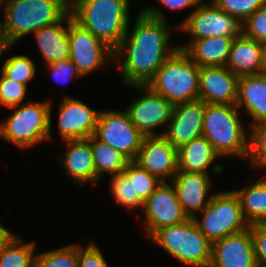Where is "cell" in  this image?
<instances>
[{"instance_id": "cell-23", "label": "cell", "mask_w": 266, "mask_h": 267, "mask_svg": "<svg viewBox=\"0 0 266 267\" xmlns=\"http://www.w3.org/2000/svg\"><path fill=\"white\" fill-rule=\"evenodd\" d=\"M68 27L69 12L59 22L42 27L33 33L47 65L70 59Z\"/></svg>"}, {"instance_id": "cell-32", "label": "cell", "mask_w": 266, "mask_h": 267, "mask_svg": "<svg viewBox=\"0 0 266 267\" xmlns=\"http://www.w3.org/2000/svg\"><path fill=\"white\" fill-rule=\"evenodd\" d=\"M124 173L129 178H134L135 195H139L144 202L163 182L158 177L142 169L134 161H130L127 164Z\"/></svg>"}, {"instance_id": "cell-21", "label": "cell", "mask_w": 266, "mask_h": 267, "mask_svg": "<svg viewBox=\"0 0 266 267\" xmlns=\"http://www.w3.org/2000/svg\"><path fill=\"white\" fill-rule=\"evenodd\" d=\"M235 105L246 109L251 126L266 122V73L239 77Z\"/></svg>"}, {"instance_id": "cell-16", "label": "cell", "mask_w": 266, "mask_h": 267, "mask_svg": "<svg viewBox=\"0 0 266 267\" xmlns=\"http://www.w3.org/2000/svg\"><path fill=\"white\" fill-rule=\"evenodd\" d=\"M100 110H93L84 102L64 97L60 103L59 135L65 140L88 139L94 135Z\"/></svg>"}, {"instance_id": "cell-6", "label": "cell", "mask_w": 266, "mask_h": 267, "mask_svg": "<svg viewBox=\"0 0 266 267\" xmlns=\"http://www.w3.org/2000/svg\"><path fill=\"white\" fill-rule=\"evenodd\" d=\"M150 238L173 258L187 266H210L212 243L199 230L193 218L160 228Z\"/></svg>"}, {"instance_id": "cell-19", "label": "cell", "mask_w": 266, "mask_h": 267, "mask_svg": "<svg viewBox=\"0 0 266 267\" xmlns=\"http://www.w3.org/2000/svg\"><path fill=\"white\" fill-rule=\"evenodd\" d=\"M210 177L202 173L178 171L172 179L177 199L188 218H194L209 204L213 196H208L212 186Z\"/></svg>"}, {"instance_id": "cell-10", "label": "cell", "mask_w": 266, "mask_h": 267, "mask_svg": "<svg viewBox=\"0 0 266 267\" xmlns=\"http://www.w3.org/2000/svg\"><path fill=\"white\" fill-rule=\"evenodd\" d=\"M179 30L192 40L206 37L236 38L242 33V24L218 8L213 2L202 1L179 25Z\"/></svg>"}, {"instance_id": "cell-1", "label": "cell", "mask_w": 266, "mask_h": 267, "mask_svg": "<svg viewBox=\"0 0 266 267\" xmlns=\"http://www.w3.org/2000/svg\"><path fill=\"white\" fill-rule=\"evenodd\" d=\"M169 30L158 6L143 7L131 34L128 26L120 45L114 50V61L121 64L124 84L147 85L163 62L179 49L178 46H170Z\"/></svg>"}, {"instance_id": "cell-14", "label": "cell", "mask_w": 266, "mask_h": 267, "mask_svg": "<svg viewBox=\"0 0 266 267\" xmlns=\"http://www.w3.org/2000/svg\"><path fill=\"white\" fill-rule=\"evenodd\" d=\"M134 162L163 182L178 172L177 149L164 135L144 136Z\"/></svg>"}, {"instance_id": "cell-3", "label": "cell", "mask_w": 266, "mask_h": 267, "mask_svg": "<svg viewBox=\"0 0 266 267\" xmlns=\"http://www.w3.org/2000/svg\"><path fill=\"white\" fill-rule=\"evenodd\" d=\"M0 8L3 32L14 45L26 35L59 22L70 11V0H4Z\"/></svg>"}, {"instance_id": "cell-41", "label": "cell", "mask_w": 266, "mask_h": 267, "mask_svg": "<svg viewBox=\"0 0 266 267\" xmlns=\"http://www.w3.org/2000/svg\"><path fill=\"white\" fill-rule=\"evenodd\" d=\"M14 234L7 230L3 225H0V248L13 236Z\"/></svg>"}, {"instance_id": "cell-7", "label": "cell", "mask_w": 266, "mask_h": 267, "mask_svg": "<svg viewBox=\"0 0 266 267\" xmlns=\"http://www.w3.org/2000/svg\"><path fill=\"white\" fill-rule=\"evenodd\" d=\"M20 106L10 107L14 110L0 124V137L25 149L49 140L52 133L51 103L29 101Z\"/></svg>"}, {"instance_id": "cell-29", "label": "cell", "mask_w": 266, "mask_h": 267, "mask_svg": "<svg viewBox=\"0 0 266 267\" xmlns=\"http://www.w3.org/2000/svg\"><path fill=\"white\" fill-rule=\"evenodd\" d=\"M111 193L118 204L132 209H142L144 201L135 195L134 178H129L124 172L111 177Z\"/></svg>"}, {"instance_id": "cell-25", "label": "cell", "mask_w": 266, "mask_h": 267, "mask_svg": "<svg viewBox=\"0 0 266 267\" xmlns=\"http://www.w3.org/2000/svg\"><path fill=\"white\" fill-rule=\"evenodd\" d=\"M219 157L205 137H199L177 149L178 171L210 175L208 168Z\"/></svg>"}, {"instance_id": "cell-11", "label": "cell", "mask_w": 266, "mask_h": 267, "mask_svg": "<svg viewBox=\"0 0 266 267\" xmlns=\"http://www.w3.org/2000/svg\"><path fill=\"white\" fill-rule=\"evenodd\" d=\"M68 40L70 60L83 77L114 61V50L75 22L70 11Z\"/></svg>"}, {"instance_id": "cell-4", "label": "cell", "mask_w": 266, "mask_h": 267, "mask_svg": "<svg viewBox=\"0 0 266 267\" xmlns=\"http://www.w3.org/2000/svg\"><path fill=\"white\" fill-rule=\"evenodd\" d=\"M240 110L236 105L206 104L202 136L221 157L238 156L247 159L249 137L241 122Z\"/></svg>"}, {"instance_id": "cell-37", "label": "cell", "mask_w": 266, "mask_h": 267, "mask_svg": "<svg viewBox=\"0 0 266 267\" xmlns=\"http://www.w3.org/2000/svg\"><path fill=\"white\" fill-rule=\"evenodd\" d=\"M47 71L51 73L52 78L63 85L70 82L73 78L77 79L83 77L77 66L70 59L57 61L47 65Z\"/></svg>"}, {"instance_id": "cell-9", "label": "cell", "mask_w": 266, "mask_h": 267, "mask_svg": "<svg viewBox=\"0 0 266 267\" xmlns=\"http://www.w3.org/2000/svg\"><path fill=\"white\" fill-rule=\"evenodd\" d=\"M94 136L134 161L145 135L135 127L125 110H100Z\"/></svg>"}, {"instance_id": "cell-15", "label": "cell", "mask_w": 266, "mask_h": 267, "mask_svg": "<svg viewBox=\"0 0 266 267\" xmlns=\"http://www.w3.org/2000/svg\"><path fill=\"white\" fill-rule=\"evenodd\" d=\"M205 106L206 103L200 99L175 104L168 130L163 131L162 135L176 149L202 137Z\"/></svg>"}, {"instance_id": "cell-8", "label": "cell", "mask_w": 266, "mask_h": 267, "mask_svg": "<svg viewBox=\"0 0 266 267\" xmlns=\"http://www.w3.org/2000/svg\"><path fill=\"white\" fill-rule=\"evenodd\" d=\"M202 211V219L199 220L197 215L193 220L211 243L250 227L234 190L214 193Z\"/></svg>"}, {"instance_id": "cell-27", "label": "cell", "mask_w": 266, "mask_h": 267, "mask_svg": "<svg viewBox=\"0 0 266 267\" xmlns=\"http://www.w3.org/2000/svg\"><path fill=\"white\" fill-rule=\"evenodd\" d=\"M234 191L239 197L247 223L250 226L266 224V177L249 187Z\"/></svg>"}, {"instance_id": "cell-39", "label": "cell", "mask_w": 266, "mask_h": 267, "mask_svg": "<svg viewBox=\"0 0 266 267\" xmlns=\"http://www.w3.org/2000/svg\"><path fill=\"white\" fill-rule=\"evenodd\" d=\"M255 260L258 267H266V224L251 225Z\"/></svg>"}, {"instance_id": "cell-44", "label": "cell", "mask_w": 266, "mask_h": 267, "mask_svg": "<svg viewBox=\"0 0 266 267\" xmlns=\"http://www.w3.org/2000/svg\"><path fill=\"white\" fill-rule=\"evenodd\" d=\"M0 37H6V35L3 32V22H0Z\"/></svg>"}, {"instance_id": "cell-24", "label": "cell", "mask_w": 266, "mask_h": 267, "mask_svg": "<svg viewBox=\"0 0 266 267\" xmlns=\"http://www.w3.org/2000/svg\"><path fill=\"white\" fill-rule=\"evenodd\" d=\"M233 40L230 37H206L178 47L199 67L225 66Z\"/></svg>"}, {"instance_id": "cell-30", "label": "cell", "mask_w": 266, "mask_h": 267, "mask_svg": "<svg viewBox=\"0 0 266 267\" xmlns=\"http://www.w3.org/2000/svg\"><path fill=\"white\" fill-rule=\"evenodd\" d=\"M34 267H78V244L36 254Z\"/></svg>"}, {"instance_id": "cell-2", "label": "cell", "mask_w": 266, "mask_h": 267, "mask_svg": "<svg viewBox=\"0 0 266 267\" xmlns=\"http://www.w3.org/2000/svg\"><path fill=\"white\" fill-rule=\"evenodd\" d=\"M130 0H70L73 20L115 50L130 25Z\"/></svg>"}, {"instance_id": "cell-28", "label": "cell", "mask_w": 266, "mask_h": 267, "mask_svg": "<svg viewBox=\"0 0 266 267\" xmlns=\"http://www.w3.org/2000/svg\"><path fill=\"white\" fill-rule=\"evenodd\" d=\"M35 243H26L13 235L0 248V267H34Z\"/></svg>"}, {"instance_id": "cell-38", "label": "cell", "mask_w": 266, "mask_h": 267, "mask_svg": "<svg viewBox=\"0 0 266 267\" xmlns=\"http://www.w3.org/2000/svg\"><path fill=\"white\" fill-rule=\"evenodd\" d=\"M78 267H109L102 251L91 241L85 249L78 245Z\"/></svg>"}, {"instance_id": "cell-22", "label": "cell", "mask_w": 266, "mask_h": 267, "mask_svg": "<svg viewBox=\"0 0 266 267\" xmlns=\"http://www.w3.org/2000/svg\"><path fill=\"white\" fill-rule=\"evenodd\" d=\"M238 77L262 73L260 42L241 33L234 38L225 65Z\"/></svg>"}, {"instance_id": "cell-17", "label": "cell", "mask_w": 266, "mask_h": 267, "mask_svg": "<svg viewBox=\"0 0 266 267\" xmlns=\"http://www.w3.org/2000/svg\"><path fill=\"white\" fill-rule=\"evenodd\" d=\"M209 267H258L251 226L245 231L213 242Z\"/></svg>"}, {"instance_id": "cell-18", "label": "cell", "mask_w": 266, "mask_h": 267, "mask_svg": "<svg viewBox=\"0 0 266 267\" xmlns=\"http://www.w3.org/2000/svg\"><path fill=\"white\" fill-rule=\"evenodd\" d=\"M239 77L226 66L199 68V99L206 104L235 105Z\"/></svg>"}, {"instance_id": "cell-40", "label": "cell", "mask_w": 266, "mask_h": 267, "mask_svg": "<svg viewBox=\"0 0 266 267\" xmlns=\"http://www.w3.org/2000/svg\"><path fill=\"white\" fill-rule=\"evenodd\" d=\"M161 3L164 8L169 10H182L188 7H193L194 9L202 2V0H157Z\"/></svg>"}, {"instance_id": "cell-43", "label": "cell", "mask_w": 266, "mask_h": 267, "mask_svg": "<svg viewBox=\"0 0 266 267\" xmlns=\"http://www.w3.org/2000/svg\"><path fill=\"white\" fill-rule=\"evenodd\" d=\"M262 52V73H266V41L260 43Z\"/></svg>"}, {"instance_id": "cell-13", "label": "cell", "mask_w": 266, "mask_h": 267, "mask_svg": "<svg viewBox=\"0 0 266 267\" xmlns=\"http://www.w3.org/2000/svg\"><path fill=\"white\" fill-rule=\"evenodd\" d=\"M145 233L150 237L156 230L185 222L188 216L180 205L173 184L162 182L144 202Z\"/></svg>"}, {"instance_id": "cell-31", "label": "cell", "mask_w": 266, "mask_h": 267, "mask_svg": "<svg viewBox=\"0 0 266 267\" xmlns=\"http://www.w3.org/2000/svg\"><path fill=\"white\" fill-rule=\"evenodd\" d=\"M1 73L12 81L28 86L27 83L36 75V65L29 56L13 55L5 60Z\"/></svg>"}, {"instance_id": "cell-36", "label": "cell", "mask_w": 266, "mask_h": 267, "mask_svg": "<svg viewBox=\"0 0 266 267\" xmlns=\"http://www.w3.org/2000/svg\"><path fill=\"white\" fill-rule=\"evenodd\" d=\"M242 33L260 43L266 41V3L243 22Z\"/></svg>"}, {"instance_id": "cell-35", "label": "cell", "mask_w": 266, "mask_h": 267, "mask_svg": "<svg viewBox=\"0 0 266 267\" xmlns=\"http://www.w3.org/2000/svg\"><path fill=\"white\" fill-rule=\"evenodd\" d=\"M26 85L12 81L1 73L0 78V104L6 108L19 106L27 94Z\"/></svg>"}, {"instance_id": "cell-33", "label": "cell", "mask_w": 266, "mask_h": 267, "mask_svg": "<svg viewBox=\"0 0 266 267\" xmlns=\"http://www.w3.org/2000/svg\"><path fill=\"white\" fill-rule=\"evenodd\" d=\"M249 137V166L253 168L266 167V122L251 126Z\"/></svg>"}, {"instance_id": "cell-12", "label": "cell", "mask_w": 266, "mask_h": 267, "mask_svg": "<svg viewBox=\"0 0 266 267\" xmlns=\"http://www.w3.org/2000/svg\"><path fill=\"white\" fill-rule=\"evenodd\" d=\"M134 88L141 90L144 95L135 98L125 108L131 122L145 136L162 135L155 130L169 123L174 105L147 85H134Z\"/></svg>"}, {"instance_id": "cell-26", "label": "cell", "mask_w": 266, "mask_h": 267, "mask_svg": "<svg viewBox=\"0 0 266 267\" xmlns=\"http://www.w3.org/2000/svg\"><path fill=\"white\" fill-rule=\"evenodd\" d=\"M90 141L95 172L96 183L104 173L111 176L123 173L130 160L115 148L97 139L94 135L88 138Z\"/></svg>"}, {"instance_id": "cell-34", "label": "cell", "mask_w": 266, "mask_h": 267, "mask_svg": "<svg viewBox=\"0 0 266 267\" xmlns=\"http://www.w3.org/2000/svg\"><path fill=\"white\" fill-rule=\"evenodd\" d=\"M211 2L243 24L250 15L266 3V0H211Z\"/></svg>"}, {"instance_id": "cell-20", "label": "cell", "mask_w": 266, "mask_h": 267, "mask_svg": "<svg viewBox=\"0 0 266 267\" xmlns=\"http://www.w3.org/2000/svg\"><path fill=\"white\" fill-rule=\"evenodd\" d=\"M66 153L62 156L60 164L64 166L65 173L73 178L75 184H95L96 172L88 139L65 140Z\"/></svg>"}, {"instance_id": "cell-5", "label": "cell", "mask_w": 266, "mask_h": 267, "mask_svg": "<svg viewBox=\"0 0 266 267\" xmlns=\"http://www.w3.org/2000/svg\"><path fill=\"white\" fill-rule=\"evenodd\" d=\"M199 66L177 49L156 71L147 86L173 105L199 99Z\"/></svg>"}, {"instance_id": "cell-42", "label": "cell", "mask_w": 266, "mask_h": 267, "mask_svg": "<svg viewBox=\"0 0 266 267\" xmlns=\"http://www.w3.org/2000/svg\"><path fill=\"white\" fill-rule=\"evenodd\" d=\"M13 45L8 41L7 37H0V56L10 49Z\"/></svg>"}]
</instances>
